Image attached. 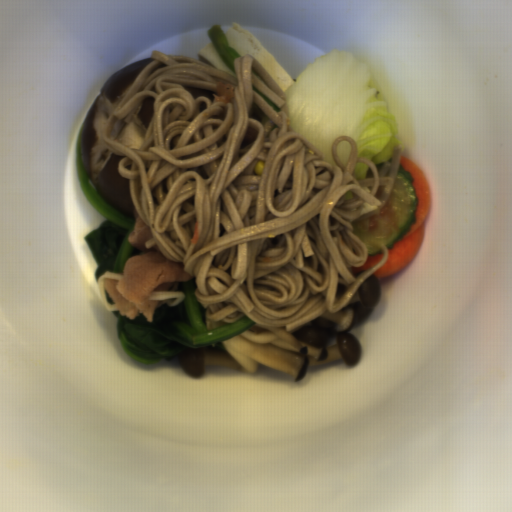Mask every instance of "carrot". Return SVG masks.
Instances as JSON below:
<instances>
[{
    "mask_svg": "<svg viewBox=\"0 0 512 512\" xmlns=\"http://www.w3.org/2000/svg\"><path fill=\"white\" fill-rule=\"evenodd\" d=\"M399 165L414 176L413 185L418 197L415 209L416 222L411 225L410 231L403 236L401 241L394 243L391 249H387L386 262L365 279L380 280L396 275L413 261L422 245L425 221L431 205L429 185L423 172L404 155H400Z\"/></svg>",
    "mask_w": 512,
    "mask_h": 512,
    "instance_id": "1",
    "label": "carrot"
},
{
    "mask_svg": "<svg viewBox=\"0 0 512 512\" xmlns=\"http://www.w3.org/2000/svg\"><path fill=\"white\" fill-rule=\"evenodd\" d=\"M384 255V251L377 255H368L367 261L362 266L359 267H353L349 262L346 265L353 274L354 278L356 279L359 273L379 263L383 259Z\"/></svg>",
    "mask_w": 512,
    "mask_h": 512,
    "instance_id": "2",
    "label": "carrot"
}]
</instances>
